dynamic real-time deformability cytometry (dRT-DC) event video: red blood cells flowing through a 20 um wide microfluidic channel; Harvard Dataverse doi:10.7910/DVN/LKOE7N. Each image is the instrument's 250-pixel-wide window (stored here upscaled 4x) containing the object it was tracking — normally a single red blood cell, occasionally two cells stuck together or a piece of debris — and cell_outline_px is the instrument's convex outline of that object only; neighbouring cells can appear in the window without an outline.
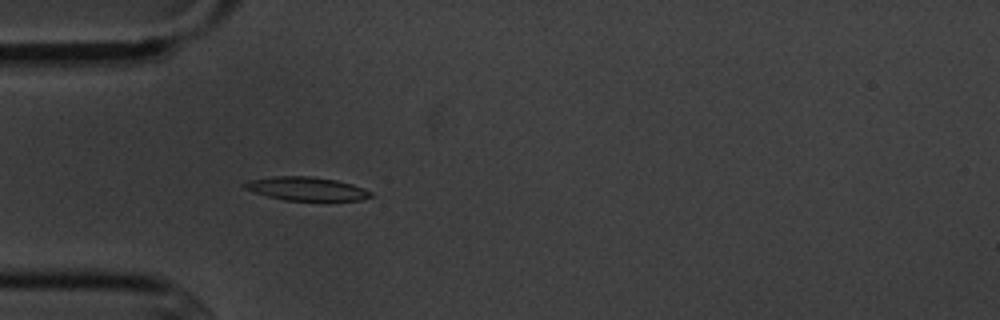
{"species": "common noctule bat (a hibernating species)", "species_latin": "Nyctalus noctula", "temperature_condition": "cold", "stored_images_in_passage": 2, "camera_frame_rate_fps": 3000, "um_per_image_px": 0.085, "animal": {"sex": "male", "body_mass_g": 20.1, "forearm_length_mm": 53.5}, "frame": {"image": 1, "passage_image": 2, "time_ms": 1.333, "image_size_px": [1000, 320], "cell_outline_px": [[372, 196], [360, 200], [284, 200], [252, 192], [244, 188], [240, 184], [252, 180], [276, 176], [312, 176], [336, 180], [352, 184], [372, 192]], "centroid_in_image_um": [26.02, 16.04], "position_along_channel_um": 59.0, "area_um2": 17.17}}